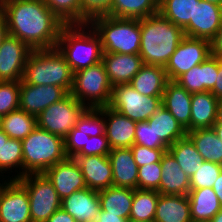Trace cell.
Listing matches in <instances>:
<instances>
[{
	"label": "cell",
	"mask_w": 222,
	"mask_h": 222,
	"mask_svg": "<svg viewBox=\"0 0 222 222\" xmlns=\"http://www.w3.org/2000/svg\"><path fill=\"white\" fill-rule=\"evenodd\" d=\"M200 0H159V13L184 29L194 19L195 6Z\"/></svg>",
	"instance_id": "34"
},
{
	"label": "cell",
	"mask_w": 222,
	"mask_h": 222,
	"mask_svg": "<svg viewBox=\"0 0 222 222\" xmlns=\"http://www.w3.org/2000/svg\"><path fill=\"white\" fill-rule=\"evenodd\" d=\"M133 157L138 167L161 162L162 156L168 149H151L134 144L131 147Z\"/></svg>",
	"instance_id": "45"
},
{
	"label": "cell",
	"mask_w": 222,
	"mask_h": 222,
	"mask_svg": "<svg viewBox=\"0 0 222 222\" xmlns=\"http://www.w3.org/2000/svg\"><path fill=\"white\" fill-rule=\"evenodd\" d=\"M139 55L143 64L165 67L185 37L184 30L160 13L140 19Z\"/></svg>",
	"instance_id": "2"
},
{
	"label": "cell",
	"mask_w": 222,
	"mask_h": 222,
	"mask_svg": "<svg viewBox=\"0 0 222 222\" xmlns=\"http://www.w3.org/2000/svg\"><path fill=\"white\" fill-rule=\"evenodd\" d=\"M210 55V41L185 36L164 67L168 80L175 81Z\"/></svg>",
	"instance_id": "11"
},
{
	"label": "cell",
	"mask_w": 222,
	"mask_h": 222,
	"mask_svg": "<svg viewBox=\"0 0 222 222\" xmlns=\"http://www.w3.org/2000/svg\"><path fill=\"white\" fill-rule=\"evenodd\" d=\"M154 222H192L188 195H159Z\"/></svg>",
	"instance_id": "27"
},
{
	"label": "cell",
	"mask_w": 222,
	"mask_h": 222,
	"mask_svg": "<svg viewBox=\"0 0 222 222\" xmlns=\"http://www.w3.org/2000/svg\"><path fill=\"white\" fill-rule=\"evenodd\" d=\"M161 106L162 96L142 95L129 84L114 86L108 105L111 109L136 122L147 121Z\"/></svg>",
	"instance_id": "8"
},
{
	"label": "cell",
	"mask_w": 222,
	"mask_h": 222,
	"mask_svg": "<svg viewBox=\"0 0 222 222\" xmlns=\"http://www.w3.org/2000/svg\"><path fill=\"white\" fill-rule=\"evenodd\" d=\"M159 195L156 190L135 189L129 221L154 222Z\"/></svg>",
	"instance_id": "36"
},
{
	"label": "cell",
	"mask_w": 222,
	"mask_h": 222,
	"mask_svg": "<svg viewBox=\"0 0 222 222\" xmlns=\"http://www.w3.org/2000/svg\"><path fill=\"white\" fill-rule=\"evenodd\" d=\"M159 13V0H112L105 14L117 18L142 19Z\"/></svg>",
	"instance_id": "31"
},
{
	"label": "cell",
	"mask_w": 222,
	"mask_h": 222,
	"mask_svg": "<svg viewBox=\"0 0 222 222\" xmlns=\"http://www.w3.org/2000/svg\"><path fill=\"white\" fill-rule=\"evenodd\" d=\"M1 182L0 222H32L26 188L17 179Z\"/></svg>",
	"instance_id": "12"
},
{
	"label": "cell",
	"mask_w": 222,
	"mask_h": 222,
	"mask_svg": "<svg viewBox=\"0 0 222 222\" xmlns=\"http://www.w3.org/2000/svg\"><path fill=\"white\" fill-rule=\"evenodd\" d=\"M210 47L212 55L222 57V26L216 36L210 41Z\"/></svg>",
	"instance_id": "48"
},
{
	"label": "cell",
	"mask_w": 222,
	"mask_h": 222,
	"mask_svg": "<svg viewBox=\"0 0 222 222\" xmlns=\"http://www.w3.org/2000/svg\"><path fill=\"white\" fill-rule=\"evenodd\" d=\"M46 222H76V220L62 208L56 210Z\"/></svg>",
	"instance_id": "50"
},
{
	"label": "cell",
	"mask_w": 222,
	"mask_h": 222,
	"mask_svg": "<svg viewBox=\"0 0 222 222\" xmlns=\"http://www.w3.org/2000/svg\"><path fill=\"white\" fill-rule=\"evenodd\" d=\"M218 70V57L211 54L201 64L179 76L175 82L191 94L210 91L217 81Z\"/></svg>",
	"instance_id": "20"
},
{
	"label": "cell",
	"mask_w": 222,
	"mask_h": 222,
	"mask_svg": "<svg viewBox=\"0 0 222 222\" xmlns=\"http://www.w3.org/2000/svg\"><path fill=\"white\" fill-rule=\"evenodd\" d=\"M27 190L32 222H46L61 208L62 199L53 184L41 174H26L17 179Z\"/></svg>",
	"instance_id": "9"
},
{
	"label": "cell",
	"mask_w": 222,
	"mask_h": 222,
	"mask_svg": "<svg viewBox=\"0 0 222 222\" xmlns=\"http://www.w3.org/2000/svg\"><path fill=\"white\" fill-rule=\"evenodd\" d=\"M187 136L194 143L204 161L222 165V141L213 128L187 131Z\"/></svg>",
	"instance_id": "32"
},
{
	"label": "cell",
	"mask_w": 222,
	"mask_h": 222,
	"mask_svg": "<svg viewBox=\"0 0 222 222\" xmlns=\"http://www.w3.org/2000/svg\"><path fill=\"white\" fill-rule=\"evenodd\" d=\"M22 81L32 85H56L70 93L73 72L57 48L33 50L26 61Z\"/></svg>",
	"instance_id": "5"
},
{
	"label": "cell",
	"mask_w": 222,
	"mask_h": 222,
	"mask_svg": "<svg viewBox=\"0 0 222 222\" xmlns=\"http://www.w3.org/2000/svg\"><path fill=\"white\" fill-rule=\"evenodd\" d=\"M222 26V6L200 0L194 19L183 29L185 36L211 41Z\"/></svg>",
	"instance_id": "15"
},
{
	"label": "cell",
	"mask_w": 222,
	"mask_h": 222,
	"mask_svg": "<svg viewBox=\"0 0 222 222\" xmlns=\"http://www.w3.org/2000/svg\"><path fill=\"white\" fill-rule=\"evenodd\" d=\"M168 151L178 162L180 168L190 178L204 162L194 143L186 135L168 147Z\"/></svg>",
	"instance_id": "33"
},
{
	"label": "cell",
	"mask_w": 222,
	"mask_h": 222,
	"mask_svg": "<svg viewBox=\"0 0 222 222\" xmlns=\"http://www.w3.org/2000/svg\"><path fill=\"white\" fill-rule=\"evenodd\" d=\"M61 208L76 221L95 222L100 213L98 191L89 188L77 190L62 199Z\"/></svg>",
	"instance_id": "19"
},
{
	"label": "cell",
	"mask_w": 222,
	"mask_h": 222,
	"mask_svg": "<svg viewBox=\"0 0 222 222\" xmlns=\"http://www.w3.org/2000/svg\"><path fill=\"white\" fill-rule=\"evenodd\" d=\"M53 184L61 199L87 188L82 171L74 158H66L43 173Z\"/></svg>",
	"instance_id": "16"
},
{
	"label": "cell",
	"mask_w": 222,
	"mask_h": 222,
	"mask_svg": "<svg viewBox=\"0 0 222 222\" xmlns=\"http://www.w3.org/2000/svg\"><path fill=\"white\" fill-rule=\"evenodd\" d=\"M218 76L214 87L210 92L218 99L222 98V57H218Z\"/></svg>",
	"instance_id": "49"
},
{
	"label": "cell",
	"mask_w": 222,
	"mask_h": 222,
	"mask_svg": "<svg viewBox=\"0 0 222 222\" xmlns=\"http://www.w3.org/2000/svg\"><path fill=\"white\" fill-rule=\"evenodd\" d=\"M212 189L216 193L222 207V171L219 174L217 180L215 181Z\"/></svg>",
	"instance_id": "53"
},
{
	"label": "cell",
	"mask_w": 222,
	"mask_h": 222,
	"mask_svg": "<svg viewBox=\"0 0 222 222\" xmlns=\"http://www.w3.org/2000/svg\"><path fill=\"white\" fill-rule=\"evenodd\" d=\"M212 128L215 131L216 135L219 137V139L222 141V122L216 121Z\"/></svg>",
	"instance_id": "54"
},
{
	"label": "cell",
	"mask_w": 222,
	"mask_h": 222,
	"mask_svg": "<svg viewBox=\"0 0 222 222\" xmlns=\"http://www.w3.org/2000/svg\"><path fill=\"white\" fill-rule=\"evenodd\" d=\"M68 92L56 85H32L20 80L19 109L38 116L43 110L63 99Z\"/></svg>",
	"instance_id": "14"
},
{
	"label": "cell",
	"mask_w": 222,
	"mask_h": 222,
	"mask_svg": "<svg viewBox=\"0 0 222 222\" xmlns=\"http://www.w3.org/2000/svg\"><path fill=\"white\" fill-rule=\"evenodd\" d=\"M102 62L113 87L129 84L143 65L139 54L103 53Z\"/></svg>",
	"instance_id": "21"
},
{
	"label": "cell",
	"mask_w": 222,
	"mask_h": 222,
	"mask_svg": "<svg viewBox=\"0 0 222 222\" xmlns=\"http://www.w3.org/2000/svg\"><path fill=\"white\" fill-rule=\"evenodd\" d=\"M191 99L192 94L175 81H168L162 96L164 106L179 124L191 131Z\"/></svg>",
	"instance_id": "22"
},
{
	"label": "cell",
	"mask_w": 222,
	"mask_h": 222,
	"mask_svg": "<svg viewBox=\"0 0 222 222\" xmlns=\"http://www.w3.org/2000/svg\"><path fill=\"white\" fill-rule=\"evenodd\" d=\"M221 171L222 165L204 161L197 172L190 177V190L212 188Z\"/></svg>",
	"instance_id": "40"
},
{
	"label": "cell",
	"mask_w": 222,
	"mask_h": 222,
	"mask_svg": "<svg viewBox=\"0 0 222 222\" xmlns=\"http://www.w3.org/2000/svg\"><path fill=\"white\" fill-rule=\"evenodd\" d=\"M134 190L112 186L98 191L100 209L108 212V214L129 219Z\"/></svg>",
	"instance_id": "29"
},
{
	"label": "cell",
	"mask_w": 222,
	"mask_h": 222,
	"mask_svg": "<svg viewBox=\"0 0 222 222\" xmlns=\"http://www.w3.org/2000/svg\"><path fill=\"white\" fill-rule=\"evenodd\" d=\"M95 222H129V219L114 214H108V212L100 209L99 216Z\"/></svg>",
	"instance_id": "51"
},
{
	"label": "cell",
	"mask_w": 222,
	"mask_h": 222,
	"mask_svg": "<svg viewBox=\"0 0 222 222\" xmlns=\"http://www.w3.org/2000/svg\"><path fill=\"white\" fill-rule=\"evenodd\" d=\"M87 108L68 93L36 117L37 127L64 139Z\"/></svg>",
	"instance_id": "10"
},
{
	"label": "cell",
	"mask_w": 222,
	"mask_h": 222,
	"mask_svg": "<svg viewBox=\"0 0 222 222\" xmlns=\"http://www.w3.org/2000/svg\"><path fill=\"white\" fill-rule=\"evenodd\" d=\"M134 144L151 149H168L161 139H157L153 127H150L147 121L136 122Z\"/></svg>",
	"instance_id": "43"
},
{
	"label": "cell",
	"mask_w": 222,
	"mask_h": 222,
	"mask_svg": "<svg viewBox=\"0 0 222 222\" xmlns=\"http://www.w3.org/2000/svg\"><path fill=\"white\" fill-rule=\"evenodd\" d=\"M8 33L32 50L56 48L65 24L43 0H1Z\"/></svg>",
	"instance_id": "1"
},
{
	"label": "cell",
	"mask_w": 222,
	"mask_h": 222,
	"mask_svg": "<svg viewBox=\"0 0 222 222\" xmlns=\"http://www.w3.org/2000/svg\"><path fill=\"white\" fill-rule=\"evenodd\" d=\"M87 188L101 191L113 186L112 165L108 156H75Z\"/></svg>",
	"instance_id": "17"
},
{
	"label": "cell",
	"mask_w": 222,
	"mask_h": 222,
	"mask_svg": "<svg viewBox=\"0 0 222 222\" xmlns=\"http://www.w3.org/2000/svg\"><path fill=\"white\" fill-rule=\"evenodd\" d=\"M37 127L36 116L17 109L2 116L1 129L12 139H25Z\"/></svg>",
	"instance_id": "35"
},
{
	"label": "cell",
	"mask_w": 222,
	"mask_h": 222,
	"mask_svg": "<svg viewBox=\"0 0 222 222\" xmlns=\"http://www.w3.org/2000/svg\"><path fill=\"white\" fill-rule=\"evenodd\" d=\"M160 164L162 176L156 191L163 195H188L190 178L168 150L162 156Z\"/></svg>",
	"instance_id": "23"
},
{
	"label": "cell",
	"mask_w": 222,
	"mask_h": 222,
	"mask_svg": "<svg viewBox=\"0 0 222 222\" xmlns=\"http://www.w3.org/2000/svg\"><path fill=\"white\" fill-rule=\"evenodd\" d=\"M217 121L222 122V98L218 101L217 107Z\"/></svg>",
	"instance_id": "55"
},
{
	"label": "cell",
	"mask_w": 222,
	"mask_h": 222,
	"mask_svg": "<svg viewBox=\"0 0 222 222\" xmlns=\"http://www.w3.org/2000/svg\"><path fill=\"white\" fill-rule=\"evenodd\" d=\"M147 122L153 127L157 139H161L168 147L187 135L186 130L164 106H161Z\"/></svg>",
	"instance_id": "30"
},
{
	"label": "cell",
	"mask_w": 222,
	"mask_h": 222,
	"mask_svg": "<svg viewBox=\"0 0 222 222\" xmlns=\"http://www.w3.org/2000/svg\"><path fill=\"white\" fill-rule=\"evenodd\" d=\"M112 89L113 86L101 61L73 73L70 94L88 108H101L109 105Z\"/></svg>",
	"instance_id": "7"
},
{
	"label": "cell",
	"mask_w": 222,
	"mask_h": 222,
	"mask_svg": "<svg viewBox=\"0 0 222 222\" xmlns=\"http://www.w3.org/2000/svg\"><path fill=\"white\" fill-rule=\"evenodd\" d=\"M56 48L65 57L73 73L102 61L100 37L89 24L65 25Z\"/></svg>",
	"instance_id": "3"
},
{
	"label": "cell",
	"mask_w": 222,
	"mask_h": 222,
	"mask_svg": "<svg viewBox=\"0 0 222 222\" xmlns=\"http://www.w3.org/2000/svg\"><path fill=\"white\" fill-rule=\"evenodd\" d=\"M105 134L112 149L134 145L136 121L106 106L103 107Z\"/></svg>",
	"instance_id": "18"
},
{
	"label": "cell",
	"mask_w": 222,
	"mask_h": 222,
	"mask_svg": "<svg viewBox=\"0 0 222 222\" xmlns=\"http://www.w3.org/2000/svg\"><path fill=\"white\" fill-rule=\"evenodd\" d=\"M19 168L21 170L16 176L10 179H18L23 176V150L22 142L19 139L2 138L0 149V173ZM3 171V172H2Z\"/></svg>",
	"instance_id": "37"
},
{
	"label": "cell",
	"mask_w": 222,
	"mask_h": 222,
	"mask_svg": "<svg viewBox=\"0 0 222 222\" xmlns=\"http://www.w3.org/2000/svg\"><path fill=\"white\" fill-rule=\"evenodd\" d=\"M112 150L106 134L90 137L86 145L76 156H108Z\"/></svg>",
	"instance_id": "46"
},
{
	"label": "cell",
	"mask_w": 222,
	"mask_h": 222,
	"mask_svg": "<svg viewBox=\"0 0 222 222\" xmlns=\"http://www.w3.org/2000/svg\"><path fill=\"white\" fill-rule=\"evenodd\" d=\"M1 125H2V116L0 115V130H1Z\"/></svg>",
	"instance_id": "59"
},
{
	"label": "cell",
	"mask_w": 222,
	"mask_h": 222,
	"mask_svg": "<svg viewBox=\"0 0 222 222\" xmlns=\"http://www.w3.org/2000/svg\"><path fill=\"white\" fill-rule=\"evenodd\" d=\"M20 81H0V115L19 109Z\"/></svg>",
	"instance_id": "41"
},
{
	"label": "cell",
	"mask_w": 222,
	"mask_h": 222,
	"mask_svg": "<svg viewBox=\"0 0 222 222\" xmlns=\"http://www.w3.org/2000/svg\"><path fill=\"white\" fill-rule=\"evenodd\" d=\"M33 50L17 37L8 35L0 46V81H20Z\"/></svg>",
	"instance_id": "13"
},
{
	"label": "cell",
	"mask_w": 222,
	"mask_h": 222,
	"mask_svg": "<svg viewBox=\"0 0 222 222\" xmlns=\"http://www.w3.org/2000/svg\"><path fill=\"white\" fill-rule=\"evenodd\" d=\"M192 222H210L222 207L212 188L190 190L188 193Z\"/></svg>",
	"instance_id": "28"
},
{
	"label": "cell",
	"mask_w": 222,
	"mask_h": 222,
	"mask_svg": "<svg viewBox=\"0 0 222 222\" xmlns=\"http://www.w3.org/2000/svg\"><path fill=\"white\" fill-rule=\"evenodd\" d=\"M88 24L100 37L103 53L139 54V19L99 15L91 18Z\"/></svg>",
	"instance_id": "4"
},
{
	"label": "cell",
	"mask_w": 222,
	"mask_h": 222,
	"mask_svg": "<svg viewBox=\"0 0 222 222\" xmlns=\"http://www.w3.org/2000/svg\"><path fill=\"white\" fill-rule=\"evenodd\" d=\"M75 127L78 130H84L89 137L103 135L105 133L103 107L87 108L78 119Z\"/></svg>",
	"instance_id": "39"
},
{
	"label": "cell",
	"mask_w": 222,
	"mask_h": 222,
	"mask_svg": "<svg viewBox=\"0 0 222 222\" xmlns=\"http://www.w3.org/2000/svg\"><path fill=\"white\" fill-rule=\"evenodd\" d=\"M9 35L6 19L3 13L0 11V46L3 40Z\"/></svg>",
	"instance_id": "52"
},
{
	"label": "cell",
	"mask_w": 222,
	"mask_h": 222,
	"mask_svg": "<svg viewBox=\"0 0 222 222\" xmlns=\"http://www.w3.org/2000/svg\"><path fill=\"white\" fill-rule=\"evenodd\" d=\"M65 25H82L81 0H43Z\"/></svg>",
	"instance_id": "38"
},
{
	"label": "cell",
	"mask_w": 222,
	"mask_h": 222,
	"mask_svg": "<svg viewBox=\"0 0 222 222\" xmlns=\"http://www.w3.org/2000/svg\"><path fill=\"white\" fill-rule=\"evenodd\" d=\"M113 172V186L137 189L138 165L131 148L112 149L108 155Z\"/></svg>",
	"instance_id": "24"
},
{
	"label": "cell",
	"mask_w": 222,
	"mask_h": 222,
	"mask_svg": "<svg viewBox=\"0 0 222 222\" xmlns=\"http://www.w3.org/2000/svg\"><path fill=\"white\" fill-rule=\"evenodd\" d=\"M112 0H81L82 24L99 15H105L110 10Z\"/></svg>",
	"instance_id": "47"
},
{
	"label": "cell",
	"mask_w": 222,
	"mask_h": 222,
	"mask_svg": "<svg viewBox=\"0 0 222 222\" xmlns=\"http://www.w3.org/2000/svg\"><path fill=\"white\" fill-rule=\"evenodd\" d=\"M210 222H222V209L214 215Z\"/></svg>",
	"instance_id": "56"
},
{
	"label": "cell",
	"mask_w": 222,
	"mask_h": 222,
	"mask_svg": "<svg viewBox=\"0 0 222 222\" xmlns=\"http://www.w3.org/2000/svg\"><path fill=\"white\" fill-rule=\"evenodd\" d=\"M168 81L164 67L143 64L129 85L145 96H163Z\"/></svg>",
	"instance_id": "25"
},
{
	"label": "cell",
	"mask_w": 222,
	"mask_h": 222,
	"mask_svg": "<svg viewBox=\"0 0 222 222\" xmlns=\"http://www.w3.org/2000/svg\"><path fill=\"white\" fill-rule=\"evenodd\" d=\"M2 138H9L5 133L4 131L1 129L0 130V149L2 147Z\"/></svg>",
	"instance_id": "57"
},
{
	"label": "cell",
	"mask_w": 222,
	"mask_h": 222,
	"mask_svg": "<svg viewBox=\"0 0 222 222\" xmlns=\"http://www.w3.org/2000/svg\"><path fill=\"white\" fill-rule=\"evenodd\" d=\"M90 137L84 130L74 127L64 138V150L67 158H74L86 145Z\"/></svg>",
	"instance_id": "44"
},
{
	"label": "cell",
	"mask_w": 222,
	"mask_h": 222,
	"mask_svg": "<svg viewBox=\"0 0 222 222\" xmlns=\"http://www.w3.org/2000/svg\"><path fill=\"white\" fill-rule=\"evenodd\" d=\"M21 142L23 176L44 173L48 168L67 158L64 139L39 127H36Z\"/></svg>",
	"instance_id": "6"
},
{
	"label": "cell",
	"mask_w": 222,
	"mask_h": 222,
	"mask_svg": "<svg viewBox=\"0 0 222 222\" xmlns=\"http://www.w3.org/2000/svg\"><path fill=\"white\" fill-rule=\"evenodd\" d=\"M161 176L160 162L138 167L137 189L157 190Z\"/></svg>",
	"instance_id": "42"
},
{
	"label": "cell",
	"mask_w": 222,
	"mask_h": 222,
	"mask_svg": "<svg viewBox=\"0 0 222 222\" xmlns=\"http://www.w3.org/2000/svg\"><path fill=\"white\" fill-rule=\"evenodd\" d=\"M218 101L210 91L192 94L191 131L212 128L217 121Z\"/></svg>",
	"instance_id": "26"
},
{
	"label": "cell",
	"mask_w": 222,
	"mask_h": 222,
	"mask_svg": "<svg viewBox=\"0 0 222 222\" xmlns=\"http://www.w3.org/2000/svg\"><path fill=\"white\" fill-rule=\"evenodd\" d=\"M205 1L222 6V0H205Z\"/></svg>",
	"instance_id": "58"
}]
</instances>
